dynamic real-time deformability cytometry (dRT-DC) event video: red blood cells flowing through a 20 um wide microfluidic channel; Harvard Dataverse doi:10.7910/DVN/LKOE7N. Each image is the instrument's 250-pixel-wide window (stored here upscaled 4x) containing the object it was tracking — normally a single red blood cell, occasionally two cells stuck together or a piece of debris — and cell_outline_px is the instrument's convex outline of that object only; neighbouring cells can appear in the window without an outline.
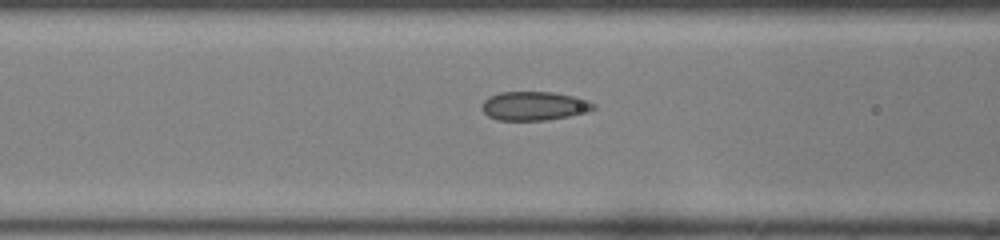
{"species": "common noctule bat (a hibernating species)", "species_latin": "Nyctalus noctula", "temperature_condition": "room temperature", "stored_images_in_passage": 36, "camera_frame_rate_fps": 3000, "um_per_image_px": 0.085, "animal": {"sex": "female", "body_mass_g": 22.0, "forearm_length_mm": 56.7}, "frame": {"image": 1, "passage_image": 12, "time_ms": 3.667, "image_size_px": [1000, 240], "cell_outline_px": [[596, 108], [588, 112], [568, 116], [544, 120], [500, 120], [488, 116], [484, 112], [484, 100], [488, 96], [500, 92], [552, 92], [576, 96], [588, 100], [596, 104]], "centroid_in_image_um": [45.46, 8.99], "position_along_channel_um": 121.1, "area_um2": 18.73}}
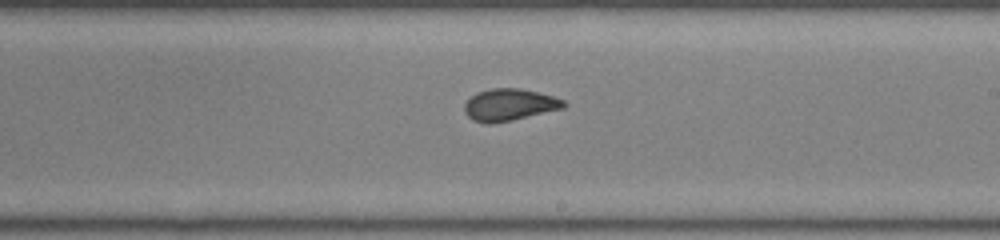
{"frame": {"image": 2, "passage_image": 21, "time_ms": 6.667, "image_size_px": [1000, 240], "cell_outline_px": [[568, 104], [564, 108], [508, 120], [488, 124], [472, 120], [464, 112], [464, 104], [476, 92], [492, 88], [520, 88], [552, 96], [564, 100]], "centroid_in_image_um": [43.27, 8.89], "position_along_channel_um": 245.7, "area_um2": 18.21}}
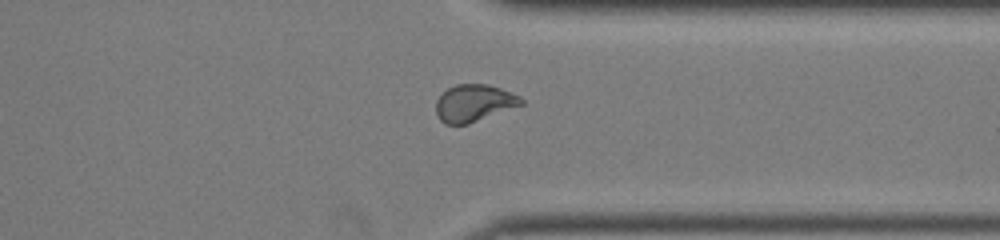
{"frame": {"image": 3, "passage_image": 30, "time_ms": 9.667, "image_size_px": [1000, 240], "cell_outline_px": [[524, 104], [468, 124], [448, 124], [440, 120], [436, 112], [436, 100], [448, 88], [456, 84], [488, 84], [500, 88], [520, 96], [524, 100]], "centroid_in_image_um": [40.3, 8.75], "position_along_channel_um": 371.1, "area_um2": 18.32}, "authors_computed_cell_mechanics": {"area_um2": 18.4382, "velocity_mm_per_s": 4.1604, "shape_relaxation_time_tau1_ms": null, "shape_relaxation_time_tau2_ms": 0.7077, "deformation_change_tau1": null, "deformation_change_tau2": 0.0556}}